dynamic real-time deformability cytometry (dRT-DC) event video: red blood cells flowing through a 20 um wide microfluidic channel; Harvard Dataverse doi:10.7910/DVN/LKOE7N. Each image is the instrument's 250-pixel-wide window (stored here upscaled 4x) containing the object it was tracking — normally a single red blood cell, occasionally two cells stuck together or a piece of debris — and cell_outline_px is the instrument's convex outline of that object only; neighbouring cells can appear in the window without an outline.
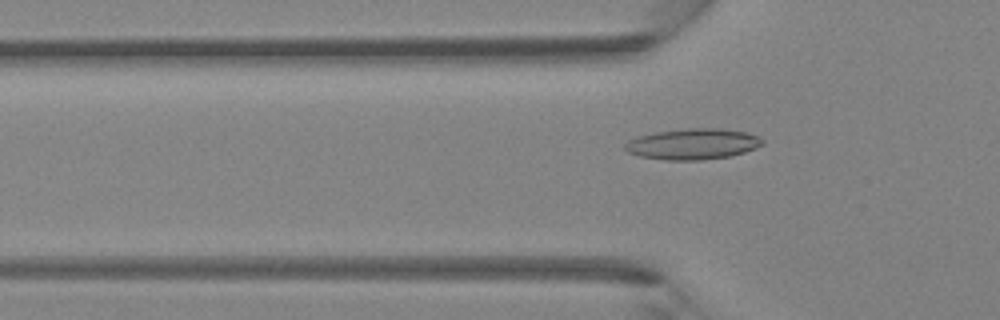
{"species": "Egyptian fruit bat (a non-hibernating species)", "species_latin": "Rousettus aegyptiacus", "temperature_condition": "room temperature", "stored_images_in_passage": 5, "camera_frame_rate_fps": 3000, "um_per_image_px": 0.085, "animal": {"sex": "female"}, "frame": {"image": 1, "passage_image": 5, "time_ms": 1.333, "image_size_px": [1000, 320], "cell_outline_px": [[764, 144], [756, 148], [732, 156], [700, 160], [664, 160], [640, 156], [628, 152], [624, 148], [624, 144], [628, 140], [636, 136], [656, 132], [688, 128], [720, 128], [744, 132], [756, 136], [764, 140]], "centroid_in_image_um": [58.87, 12.24], "position_along_channel_um": 66.9, "area_um2": 24.8}}